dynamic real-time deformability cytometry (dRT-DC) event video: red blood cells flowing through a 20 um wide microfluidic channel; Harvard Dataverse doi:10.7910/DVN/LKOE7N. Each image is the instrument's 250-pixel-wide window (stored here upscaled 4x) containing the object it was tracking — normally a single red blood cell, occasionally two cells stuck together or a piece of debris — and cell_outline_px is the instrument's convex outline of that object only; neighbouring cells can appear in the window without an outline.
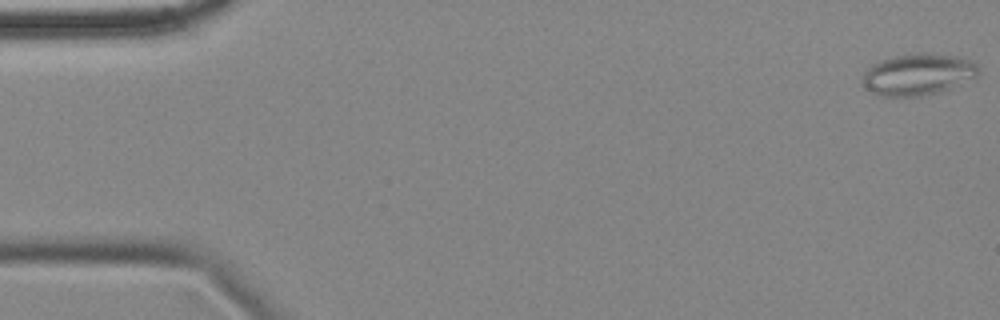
{"species": "common noctule bat (a hibernating species)", "species_latin": "Nyctalus noctula", "temperature_condition": "cold", "stored_images_in_passage": 57, "camera_frame_rate_fps": 3000, "um_per_image_px": 0.085, "animal": {"sex": "female", "body_mass_g": 18.4}, "frame": {"image": 1, "passage_image": 1, "time_ms": 0.0, "image_size_px": [1000, 320], "cell_outline_px": [[980, 72], [976, 76], [960, 84], [940, 92], [924, 96], [880, 96], [872, 92], [864, 84], [864, 72], [872, 64], [880, 60], [892, 56], [912, 52], [932, 52], [956, 56], [968, 60], [976, 64], [980, 68]], "centroid_in_image_um": [78.05, 6.3], "position_along_channel_um": 7.0, "area_um2": 28.26}}
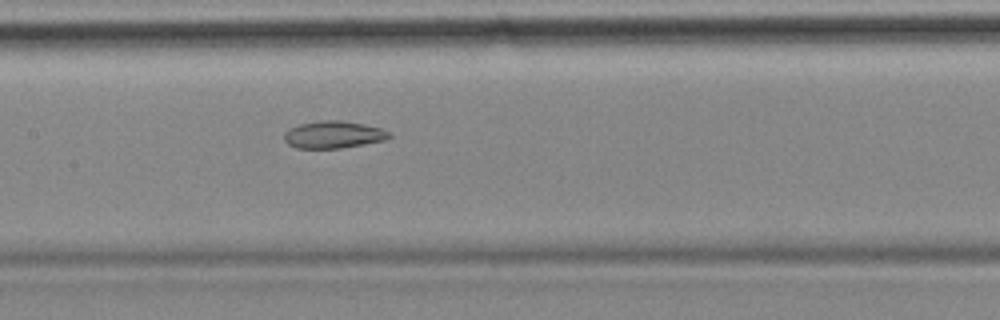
{"frame": {"image": 2, "passage_image": 27, "time_ms": 8.667, "image_size_px": [1000, 320], "cell_outline_px": [[392, 136], [384, 140], [340, 148], [296, 148], [288, 144], [284, 140], [284, 132], [288, 128], [300, 124], [320, 120], [340, 120], [364, 124], [380, 128], [388, 132]], "centroid_in_image_um": [28.29, 11.44], "position_along_channel_um": 179.1, "area_um2": 16.59}}
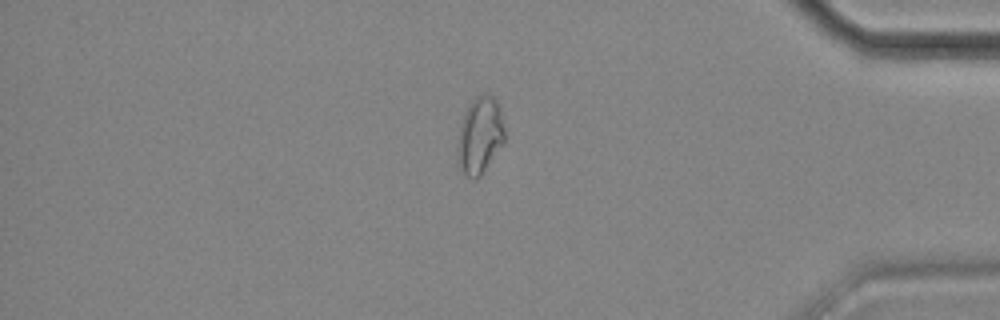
{"frame": {"image": 3, "passage_image": 48, "time_ms": 15.667, "image_size_px": [1000, 320], "cell_outline_px": [[504, 144], [480, 176], [472, 180], [464, 176], [456, 164], [456, 140], [460, 124], [464, 112], [468, 104], [476, 96], [484, 92], [488, 92], [496, 100], [500, 108], [504, 128]], "centroid_in_image_um": [40.74, 11.53], "position_along_channel_um": 394.5, "area_um2": 21.96}, "authors_computed_cell_mechanics": {"area_um2": 21.964, "velocity_mm_per_s": 3.5222, "shape_relaxation_time_tau1_ms": null, "shape_relaxation_time_tau2_ms": 4.7649, "deformation_change_tau1": null, "deformation_change_tau2": 0.1063}}